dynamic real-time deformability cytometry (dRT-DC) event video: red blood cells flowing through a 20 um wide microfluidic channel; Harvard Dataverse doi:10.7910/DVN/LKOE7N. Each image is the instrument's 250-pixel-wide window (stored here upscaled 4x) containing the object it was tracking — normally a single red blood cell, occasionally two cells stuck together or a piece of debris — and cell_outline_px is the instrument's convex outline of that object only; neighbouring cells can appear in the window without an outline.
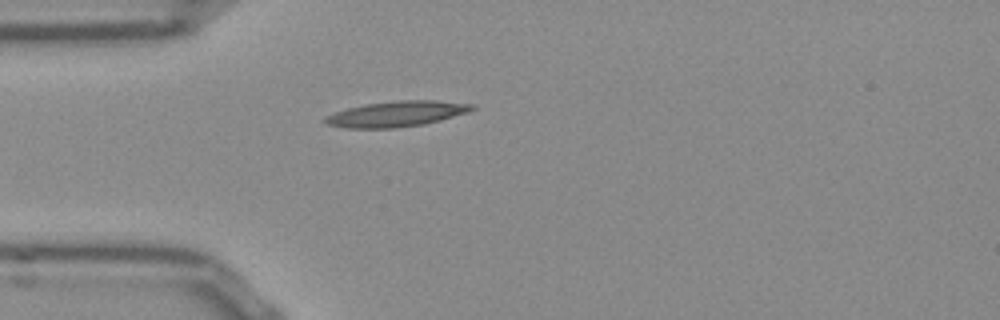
{"species": "Egyptian fruit bat (a non-hibernating species)", "species_latin": "Rousettus aegyptiacus", "temperature_condition": "room temperature", "stored_images_in_passage": 32, "camera_frame_rate_fps": 3000, "um_per_image_px": 0.085, "frame": {"image": 1, "passage_image": 1, "time_ms": 0.0, "image_size_px": [1000, 320], "cell_outline_px": [[476, 108], [468, 112], [440, 120], [424, 124], [392, 128], [348, 128], [328, 124], [324, 120], [324, 116], [348, 108], [364, 104], [396, 100], [436, 100], [472, 104]], "centroid_in_image_um": [33.72, 9.67], "position_along_channel_um": 51.3, "area_um2": 21.73}}
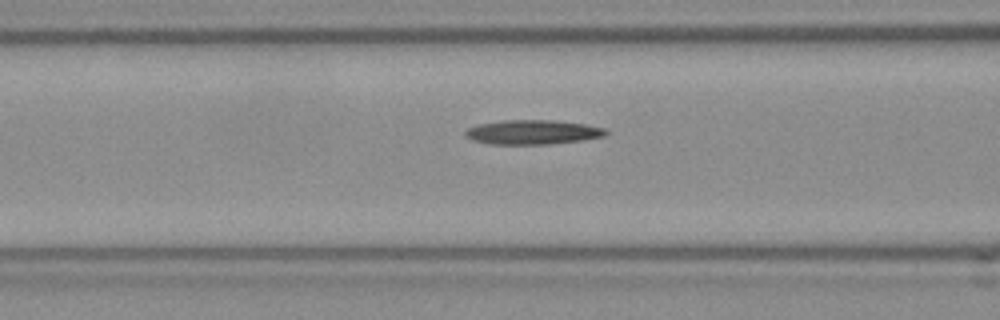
{"frame": {"image": 2, "passage_image": 7, "time_ms": 2.0, "image_size_px": [1000, 320], "cell_outline_px": [[608, 132], [604, 136], [580, 140], [552, 144], [488, 144], [472, 140], [464, 136], [464, 132], [468, 128], [480, 124], [504, 120], [552, 120], [584, 124], [604, 128]], "centroid_in_image_um": [45.24, 11.24], "position_along_channel_um": 121.4, "area_um2": 19.88}}
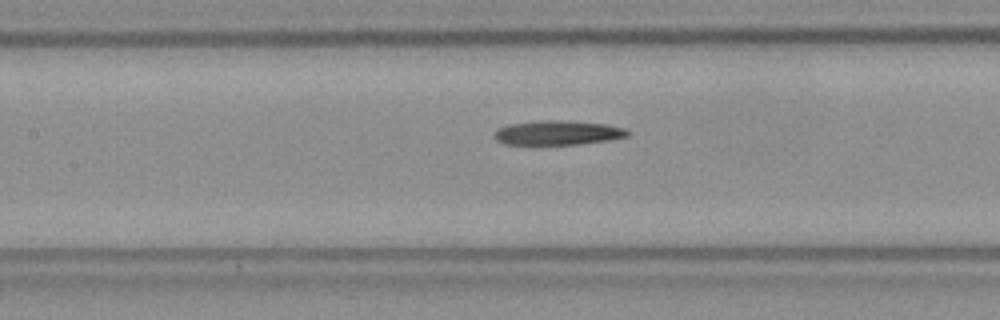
{"frame": {"image": 3, "passage_image": 10, "time_ms": 3.0, "image_size_px": [1000, 320], "cell_outline_px": [[628, 136], [608, 140], [576, 144], [504, 144], [496, 140], [492, 136], [496, 128], [508, 124], [540, 120], [560, 120], [604, 124], [624, 128], [628, 132]], "centroid_in_image_um": [47.32, 11.28], "position_along_channel_um": 160.1, "area_um2": 18.84}}